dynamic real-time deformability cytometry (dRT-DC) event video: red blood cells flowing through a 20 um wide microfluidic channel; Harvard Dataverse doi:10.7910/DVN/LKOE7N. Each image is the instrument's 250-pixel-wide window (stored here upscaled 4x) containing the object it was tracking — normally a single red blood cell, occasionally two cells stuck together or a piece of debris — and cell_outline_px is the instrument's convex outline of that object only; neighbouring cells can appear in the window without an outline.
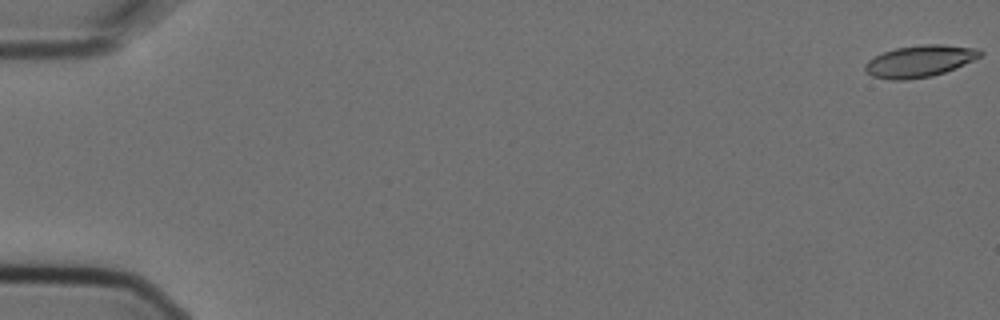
{"species": "Egyptian fruit bat (a non-hibernating species)", "species_latin": "Rousettus aegyptiacus", "temperature_condition": "cold", "stored_images_in_passage": 6, "camera_frame_rate_fps": 3000, "um_per_image_px": 0.085, "animal": {"sex": "female"}, "frame": {"image": 1, "passage_image": 1, "time_ms": 0.0, "image_size_px": [1000, 320], "cell_outline_px": [[984, 52], [980, 56], [964, 64], [944, 72], [932, 76], [908, 80], [892, 80], [872, 76], [864, 68], [864, 64], [868, 60], [884, 52], [896, 48], [924, 44], [940, 44], [980, 48]], "centroid_in_image_um": [78.18, 5.19], "position_along_channel_um": 6.8, "area_um2": 21.21}}
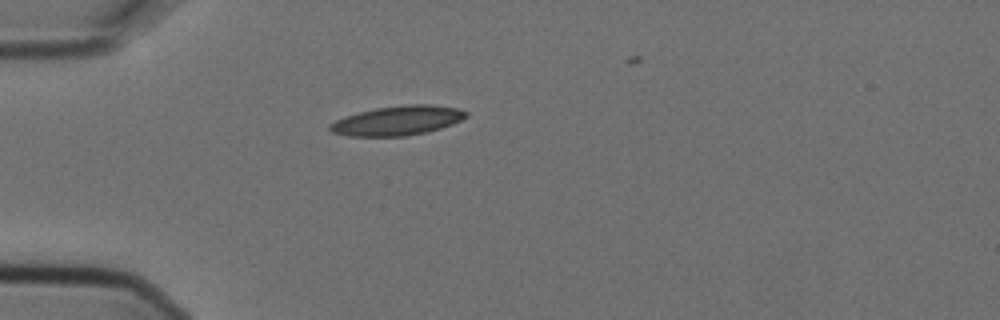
{"frame": {"image": 2, "passage_image": 5, "time_ms": 1.333, "image_size_px": [1000, 320], "cell_outline_px": [[468, 116], [452, 124], [440, 128], [424, 132], [404, 136], [348, 136], [332, 132], [328, 128], [328, 124], [344, 116], [376, 108], [408, 104], [428, 104], [456, 108], [468, 112]], "centroid_in_image_um": [33.76, 10.25], "position_along_channel_um": 51.2, "area_um2": 23.18}}